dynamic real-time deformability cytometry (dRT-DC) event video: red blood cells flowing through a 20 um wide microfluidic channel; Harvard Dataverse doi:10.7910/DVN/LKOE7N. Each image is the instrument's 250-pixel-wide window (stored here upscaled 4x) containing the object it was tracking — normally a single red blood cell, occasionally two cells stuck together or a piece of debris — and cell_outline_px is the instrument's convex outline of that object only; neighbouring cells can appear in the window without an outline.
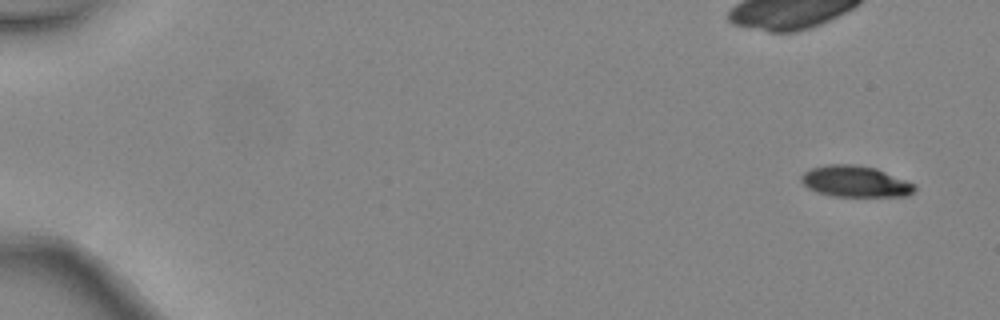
{"species": "common noctule bat (a hibernating species)", "species_latin": "Nyctalus noctula", "temperature_condition": "warm", "stored_images_in_passage": 4, "camera_frame_rate_fps": 3000, "um_per_image_px": 0.085, "animal": {"sex": "female", "body_mass_g": 24.6, "forearm_length_mm": 56.2}, "frame": {"image": 1, "passage_image": 1, "time_ms": 0.0, "image_size_px": [1000, 320], "cell_outline_px": [[916, 188], [908, 196], [832, 196], [816, 192], [808, 188], [800, 180], [800, 176], [804, 172], [812, 168], [828, 164], [852, 164], [876, 168], [916, 184]], "centroid_in_image_um": [72.69, 15.42], "position_along_channel_um": 12.3, "area_um2": 20.63}}